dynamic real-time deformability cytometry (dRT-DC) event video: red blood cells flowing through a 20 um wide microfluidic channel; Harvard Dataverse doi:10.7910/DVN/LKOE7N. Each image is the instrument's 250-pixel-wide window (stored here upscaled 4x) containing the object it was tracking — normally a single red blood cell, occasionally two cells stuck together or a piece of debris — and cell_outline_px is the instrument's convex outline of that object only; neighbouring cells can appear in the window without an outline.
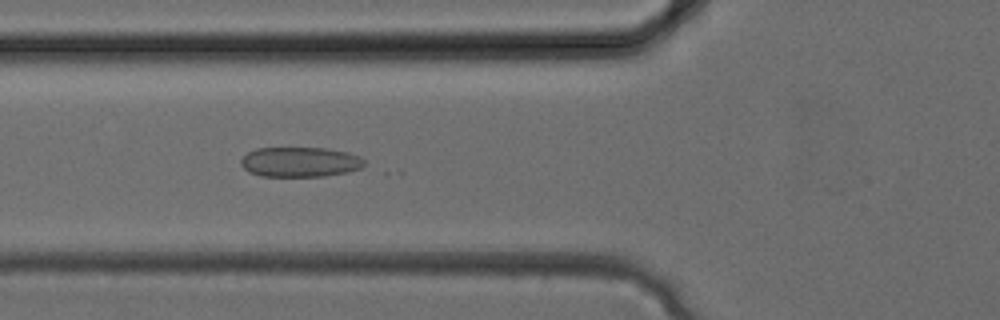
{"species": "common noctule bat (a hibernating species)", "species_latin": "Nyctalus noctula", "temperature_condition": "cold", "stored_images_in_passage": 12, "camera_frame_rate_fps": 3000, "um_per_image_px": 0.085, "animal": {"sex": "female", "body_mass_g": 24.6, "forearm_length_mm": 56.2}, "frame": {"image": 1, "passage_image": 12, "time_ms": 3.667, "image_size_px": [1000, 320], "cell_outline_px": [[364, 168], [348, 172], [324, 176], [260, 176], [248, 172], [240, 164], [240, 160], [248, 152], [256, 148], [328, 148], [348, 152], [360, 156], [364, 160]], "centroid_in_image_um": [25.52, 13.77], "position_along_channel_um": 100.3, "area_um2": 21.73}}